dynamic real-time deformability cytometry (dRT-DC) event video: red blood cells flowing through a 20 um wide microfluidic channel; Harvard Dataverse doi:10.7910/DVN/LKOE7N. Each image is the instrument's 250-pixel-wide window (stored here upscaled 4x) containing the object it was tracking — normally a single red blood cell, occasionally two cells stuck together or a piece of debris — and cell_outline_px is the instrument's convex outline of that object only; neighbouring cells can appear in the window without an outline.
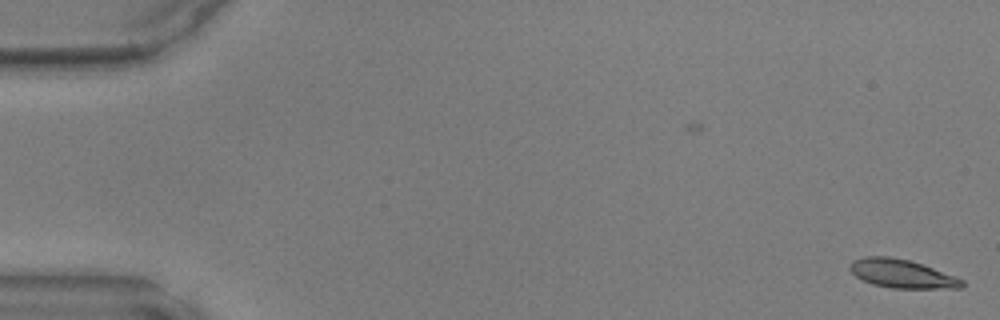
{"species": "common noctule bat (a hibernating species)", "species_latin": "Nyctalus noctula", "temperature_condition": "warm", "stored_images_in_passage": 2, "camera_frame_rate_fps": 3000, "um_per_image_px": 0.085, "animal": {"sex": "male", "body_mass_g": 17.9, "forearm_length_mm": 54.2}, "frame": {"image": 1, "passage_image": 2, "time_ms": 0.333, "image_size_px": [1000, 320], "cell_outline_px": [[964, 288], [892, 288], [872, 284], [856, 276], [848, 268], [852, 260], [864, 256], [888, 256], [908, 260], [932, 268], [964, 280]], "centroid_in_image_um": [76.63, 23.26], "position_along_channel_um": 8.4, "area_um2": 18.44}}